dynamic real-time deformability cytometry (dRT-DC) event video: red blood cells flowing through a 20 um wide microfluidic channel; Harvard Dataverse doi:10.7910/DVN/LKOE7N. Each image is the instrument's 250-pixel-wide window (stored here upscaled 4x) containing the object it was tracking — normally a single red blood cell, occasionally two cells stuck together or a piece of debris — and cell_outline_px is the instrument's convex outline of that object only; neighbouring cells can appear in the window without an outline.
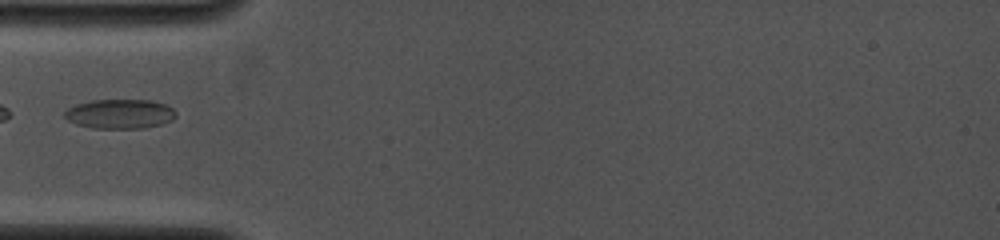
{"species": "common noctule bat (a hibernating species)", "species_latin": "Nyctalus noctula", "temperature_condition": "cold", "stored_images_in_passage": 3, "camera_frame_rate_fps": 4000, "um_per_image_px": 0.085, "animal": {"sex": "female", "body_mass_g": 19.0, "forearm_length_mm": 53.3}, "frame": {"image": 1, "passage_image": 1, "time_ms": 0.0, "image_size_px": [1000, 240], "cell_outline_px": [[176, 116], [172, 120], [164, 124], [144, 128], [92, 128], [76, 124], [68, 120], [64, 116], [64, 112], [68, 108], [76, 104], [92, 100], [152, 100], [164, 104], [172, 108], [176, 112]], "centroid_in_image_um": [10.2, 9.68], "position_along_channel_um": 74.8, "area_um2": 19.19}}